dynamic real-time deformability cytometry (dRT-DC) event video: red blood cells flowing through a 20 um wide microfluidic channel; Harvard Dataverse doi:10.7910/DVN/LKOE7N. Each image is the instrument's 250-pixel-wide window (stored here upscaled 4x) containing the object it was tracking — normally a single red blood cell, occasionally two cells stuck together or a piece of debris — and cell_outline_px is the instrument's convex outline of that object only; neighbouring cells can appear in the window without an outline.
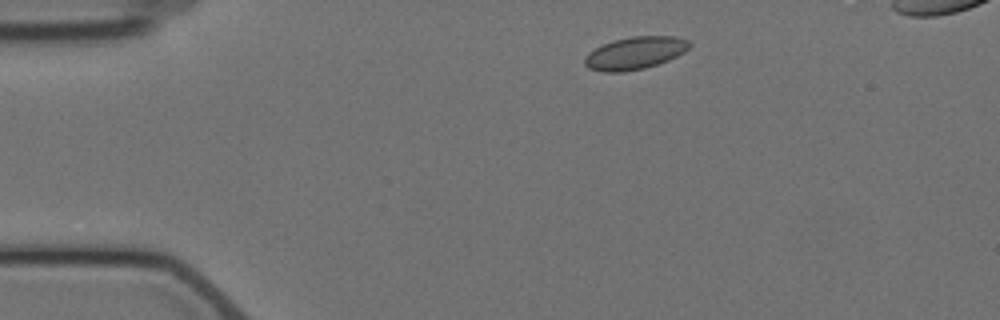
{"species": "Egyptian fruit bat (a non-hibernating species)", "species_latin": "Rousettus aegyptiacus", "temperature_condition": "cold", "stored_images_in_passage": 5, "camera_frame_rate_fps": 3000, "um_per_image_px": 0.085, "animal": {"sex": "female"}, "frame": {"image": 1, "passage_image": 2, "time_ms": 1.0, "image_size_px": [1000, 320], "cell_outline_px": [[692, 44], [684, 52], [668, 60], [644, 68], [620, 72], [600, 72], [588, 68], [584, 64], [584, 56], [588, 52], [612, 40], [632, 36], [676, 36], [688, 40]], "centroid_in_image_um": [53.95, 4.5], "position_along_channel_um": 31.1, "area_um2": 19.88}}
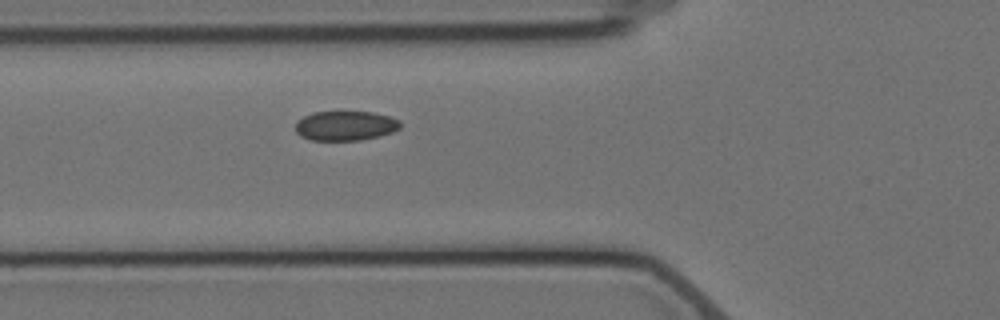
{"frame": {"image": 2, "passage_image": 5, "time_ms": 4.333, "image_size_px": [1000, 320], "cell_outline_px": [[400, 128], [392, 132], [380, 136], [360, 140], [312, 140], [300, 136], [296, 132], [296, 120], [312, 112], [372, 112], [388, 116], [400, 120]], "centroid_in_image_um": [29.35, 10.69], "position_along_channel_um": 96.5, "area_um2": 18.09}}